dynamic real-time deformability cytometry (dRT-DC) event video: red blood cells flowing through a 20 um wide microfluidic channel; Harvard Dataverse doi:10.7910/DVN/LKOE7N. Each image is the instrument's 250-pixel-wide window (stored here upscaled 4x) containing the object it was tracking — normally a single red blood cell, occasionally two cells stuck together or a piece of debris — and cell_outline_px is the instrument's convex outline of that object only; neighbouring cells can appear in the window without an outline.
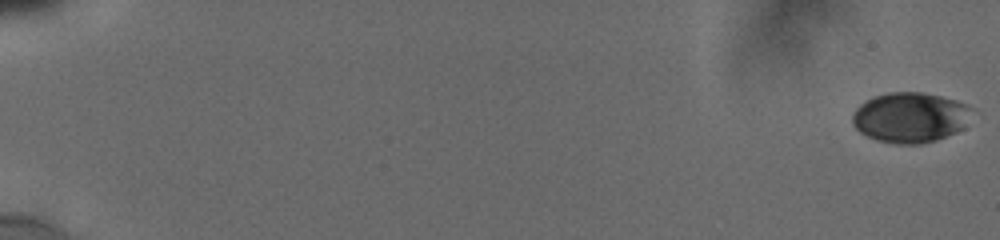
{"species": "human", "species_latin": "Homo sapiens", "temperature_condition": "cold", "stored_images_in_passage": 29, "camera_frame_rate_fps": 3000, "um_per_image_px": 0.085, "donor": {"sex": "male"}, "frame": {"image": 1, "passage_image": 1, "time_ms": 0.0, "image_size_px": [1000, 240], "cell_outline_px": [[972, 108], [964, 128], [956, 132], [936, 140], [920, 144], [896, 144], [876, 140], [860, 132], [852, 124], [852, 112], [864, 100], [872, 96], [888, 92], [924, 92], [956, 100], [968, 104]], "centroid_in_image_um": [77.34, 9.97], "position_along_channel_um": 7.7, "area_um2": 35.26}}
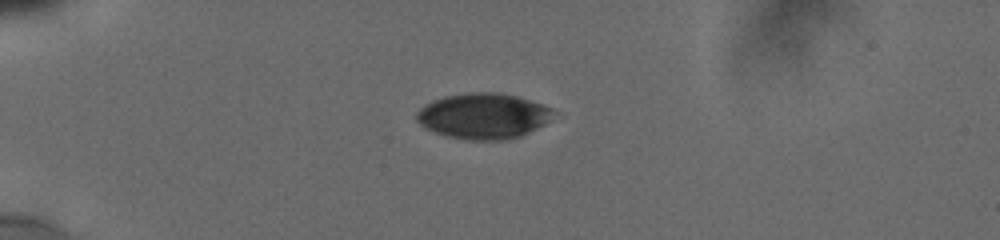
{"frame": {"image": 2, "passage_image": 19, "time_ms": 5.333, "image_size_px": [1000, 240], "cell_outline_px": [[556, 112], [544, 124], [520, 136], [504, 140], [468, 140], [448, 136], [424, 128], [416, 120], [416, 112], [424, 104], [432, 100], [444, 96], [472, 92], [500, 92], [516, 96], [552, 108]], "centroid_in_image_um": [41.05, 9.85], "position_along_channel_um": 44.0, "area_um2": 36.3}}
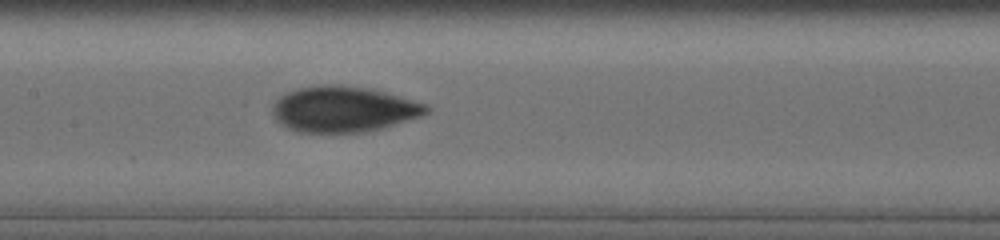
{"frame": {"image": 3, "passage_image": 29, "time_ms": 10.0, "image_size_px": [1000, 240], "cell_outline_px": [[432, 108], [428, 112], [420, 116], [380, 128], [364, 132], [300, 132], [288, 128], [280, 124], [276, 120], [272, 112], [272, 108], [276, 100], [280, 96], [288, 92], [300, 88], [320, 84], [340, 84], [372, 88], [428, 104]], "centroid_in_image_um": [29.2, 9.26], "position_along_channel_um": 178.2, "area_um2": 41.1}}